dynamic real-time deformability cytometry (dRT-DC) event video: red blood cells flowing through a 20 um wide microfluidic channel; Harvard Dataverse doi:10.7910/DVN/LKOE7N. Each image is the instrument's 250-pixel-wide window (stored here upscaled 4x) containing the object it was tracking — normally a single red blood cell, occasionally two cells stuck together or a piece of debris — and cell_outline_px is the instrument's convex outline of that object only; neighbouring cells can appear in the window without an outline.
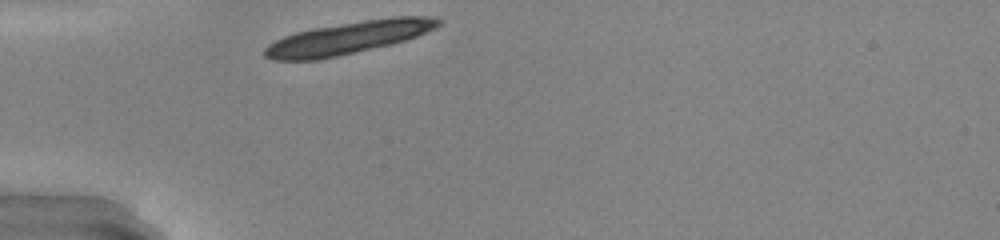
{"species": "common noctule bat (a hibernating species)", "species_latin": "Nyctalus noctula", "temperature_condition": "warm", "stored_images_in_passage": 25, "segment_of_instrument_passage": [1, 2], "camera_frame_rate_fps": 3000, "um_per_image_px": 0.085, "animal": {"sex": "male", "body_mass_g": 20.0, "forearm_length_mm": 53.3}, "frame": {"image": 1, "passage_image": 1, "time_ms": 0.0, "image_size_px": [1000, 240], "cell_outline_px": [[440, 24], [436, 28], [416, 36], [392, 44], [336, 56], [316, 60], [272, 60], [264, 56], [264, 48], [268, 44], [284, 36], [296, 32], [316, 28], [368, 20], [396, 16], [432, 16], [440, 20]], "centroid_in_image_um": [29.6, 3.22], "position_along_channel_um": 55.4, "area_um2": 32.25}}